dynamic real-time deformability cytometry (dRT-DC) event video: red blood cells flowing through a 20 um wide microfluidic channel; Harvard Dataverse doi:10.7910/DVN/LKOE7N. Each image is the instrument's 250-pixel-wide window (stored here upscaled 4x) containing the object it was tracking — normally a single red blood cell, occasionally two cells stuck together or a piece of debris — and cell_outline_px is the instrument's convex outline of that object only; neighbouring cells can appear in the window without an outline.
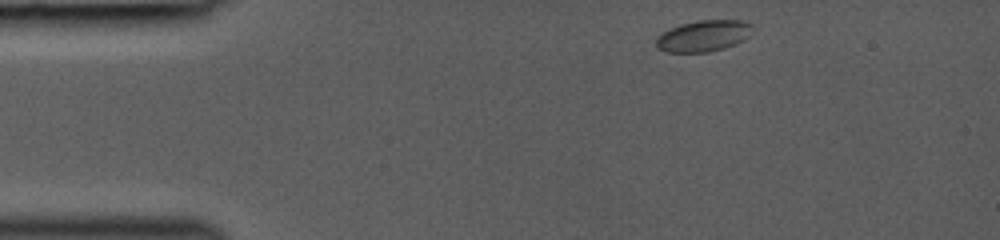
{"species": "common noctule bat (a hibernating species)", "species_latin": "Nyctalus noctula", "temperature_condition": "room temperature", "stored_images_in_passage": 21, "camera_frame_rate_fps": 3000, "um_per_image_px": 0.085, "animal": {"sex": "female", "body_mass_g": 19.0, "forearm_length_mm": 53.3}, "frame": {"image": 1, "passage_image": 1, "time_ms": 0.0, "image_size_px": [1000, 240], "cell_outline_px": [[756, 28], [744, 40], [736, 44], [724, 48], [708, 52], [664, 52], [656, 48], [656, 36], [680, 24], [696, 20], [744, 20], [752, 24]], "centroid_in_image_um": [59.83, 3.04], "position_along_channel_um": 25.2, "area_um2": 17.86}}
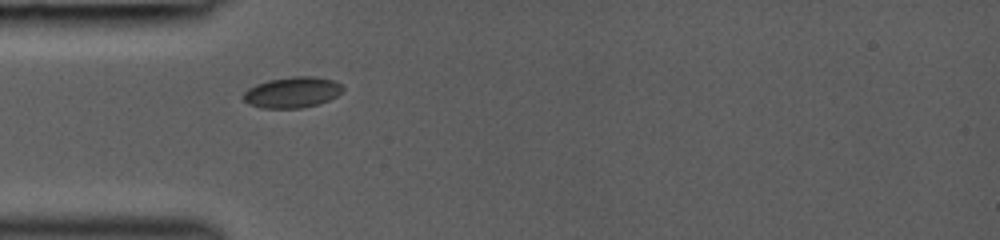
{"frame": {"image": 2, "passage_image": 20, "time_ms": 2.333, "image_size_px": [1000, 240], "cell_outline_px": [[344, 88], [336, 96], [328, 100], [316, 104], [300, 108], [264, 108], [248, 104], [244, 100], [244, 92], [248, 88], [256, 84], [268, 80], [292, 76], [312, 76], [332, 80], [340, 84]], "centroid_in_image_um": [24.81, 7.84], "position_along_channel_um": 60.2, "area_um2": 17.69}}